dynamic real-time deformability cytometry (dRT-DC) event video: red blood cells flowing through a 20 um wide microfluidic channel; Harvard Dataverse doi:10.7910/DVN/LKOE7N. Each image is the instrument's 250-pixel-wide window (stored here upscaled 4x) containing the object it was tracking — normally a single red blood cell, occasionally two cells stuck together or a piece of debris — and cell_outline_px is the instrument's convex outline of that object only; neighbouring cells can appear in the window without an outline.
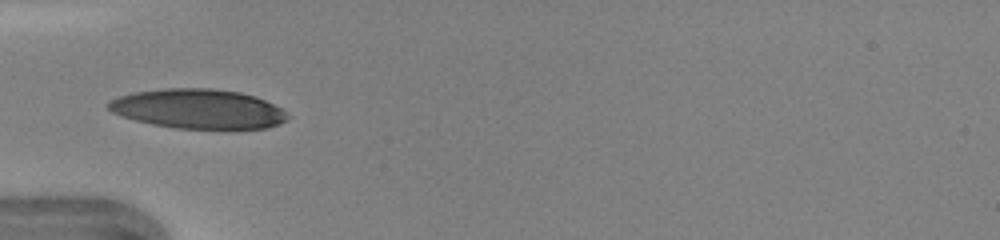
{"species": "human", "species_latin": "Homo sapiens", "temperature_condition": "warm", "stored_images_in_passage": 32, "camera_frame_rate_fps": 3000, "um_per_image_px": 0.085, "donor": {"sex": "female"}, "frame": {"image": 1, "passage_image": 1, "time_ms": 0.0, "image_size_px": [1000, 240], "cell_outline_px": [[288, 120], [280, 124], [264, 128], [176, 128], [152, 124], [120, 116], [112, 112], [104, 104], [120, 96], [136, 92], [164, 88], [212, 88], [240, 92], [256, 96], [280, 108], [288, 116]], "centroid_in_image_um": [16.83, 9.25], "position_along_channel_um": 68.2, "area_um2": 41.04}}
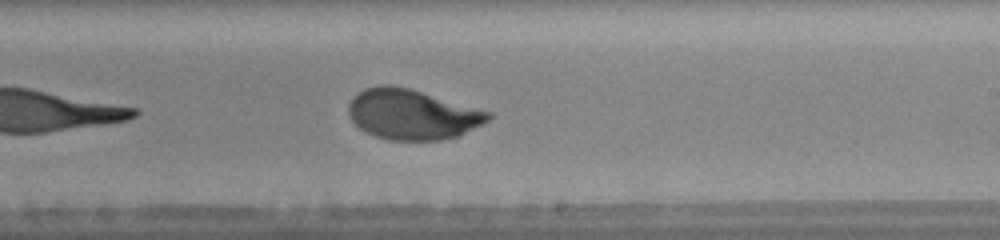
{"frame": {"image": 2, "passage_image": 14, "time_ms": 4.333, "image_size_px": [1000, 240], "cell_outline_px": [[492, 116], [488, 120], [460, 136], [440, 140], [388, 140], [376, 136], [360, 128], [352, 120], [348, 112], [348, 104], [364, 88], [380, 84], [392, 84], [408, 88], [492, 112]], "centroid_in_image_um": [35.04, 9.72], "position_along_channel_um": 254.0, "area_um2": 40.63}, "authors_computed_cell_mechanics": {"area_um2": 41.3848, "velocity_mm_per_s": 4.2941, "shape_relaxation_time_tau1_ms": 3.1334, "shape_relaxation_time_tau2_ms": null, "deformation_change_tau1": 0.18, "deformation_change_tau2": null}}